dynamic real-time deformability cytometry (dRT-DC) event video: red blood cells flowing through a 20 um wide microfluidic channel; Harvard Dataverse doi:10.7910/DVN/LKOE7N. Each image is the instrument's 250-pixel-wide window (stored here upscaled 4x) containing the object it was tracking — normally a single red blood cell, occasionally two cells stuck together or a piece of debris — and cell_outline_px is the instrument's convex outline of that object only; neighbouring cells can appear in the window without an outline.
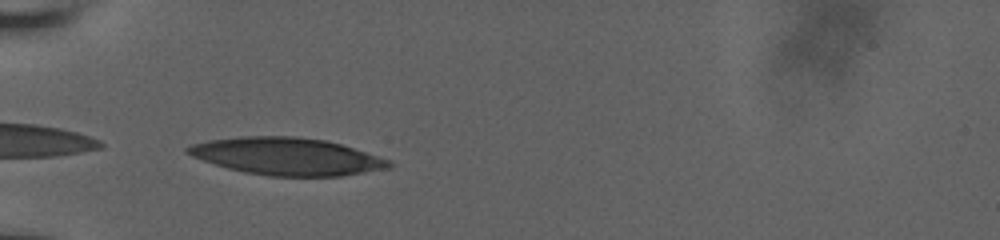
{"species": "human", "species_latin": "Homo sapiens", "temperature_condition": "room temperature", "stored_images_in_passage": 34, "camera_frame_rate_fps": 3000, "um_per_image_px": 0.085, "donor": {"sex": "male"}, "frame": {"image": 1, "passage_image": 1, "time_ms": 0.0, "image_size_px": [1000, 240], "cell_outline_px": [[392, 168], [340, 176], [268, 176], [244, 172], [228, 168], [192, 156], [184, 148], [192, 144], [208, 140], [240, 136], [296, 136], [328, 140], [392, 160]], "centroid_in_image_um": [24.43, 13.29], "position_along_channel_um": 60.6, "area_um2": 43.87}}
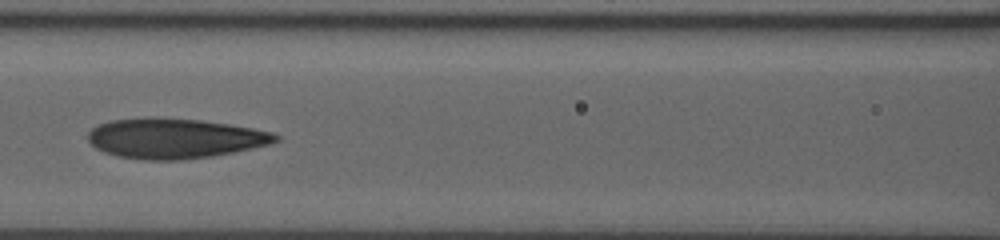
{"frame": {"image": 2, "passage_image": 9, "time_ms": 2.667, "image_size_px": [1000, 240], "cell_outline_px": [[280, 140], [268, 144], [252, 148], [212, 156], [184, 160], [144, 160], [116, 156], [104, 152], [96, 148], [88, 140], [88, 132], [92, 128], [108, 120], [200, 120], [228, 124], [252, 128], [272, 132], [280, 136]], "centroid_in_image_um": [14.87, 11.8], "position_along_channel_um": 151.7, "area_um2": 42.71}}
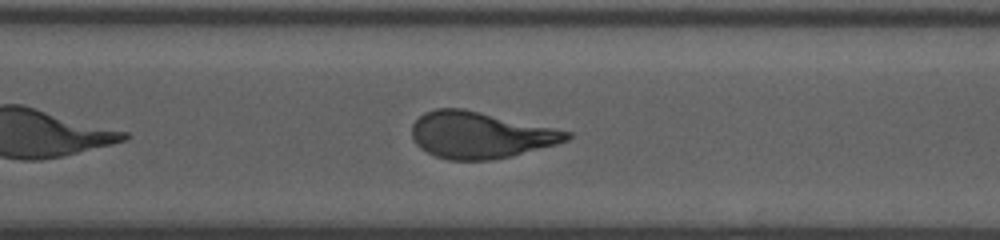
{"frame": {"image": 3, "passage_image": 23, "time_ms": 7.333, "image_size_px": [1000, 240], "cell_outline_px": [[572, 136], [568, 140], [556, 144], [512, 156], [492, 160], [448, 160], [436, 156], [420, 148], [416, 144], [412, 136], [412, 124], [424, 112], [436, 108], [464, 108], [572, 132]], "centroid_in_image_um": [40.8, 11.47], "position_along_channel_um": 329.8, "area_um2": 41.96}, "authors_computed_cell_mechanics": {"area_um2": 43.0899, "velocity_mm_per_s": 3.8277, "shape_relaxation_time_tau1_ms": 11.1565, "shape_relaxation_time_tau2_ms": 1.6885, "deformation_change_tau1": 0.3155, "deformation_change_tau2": 0.1086}}